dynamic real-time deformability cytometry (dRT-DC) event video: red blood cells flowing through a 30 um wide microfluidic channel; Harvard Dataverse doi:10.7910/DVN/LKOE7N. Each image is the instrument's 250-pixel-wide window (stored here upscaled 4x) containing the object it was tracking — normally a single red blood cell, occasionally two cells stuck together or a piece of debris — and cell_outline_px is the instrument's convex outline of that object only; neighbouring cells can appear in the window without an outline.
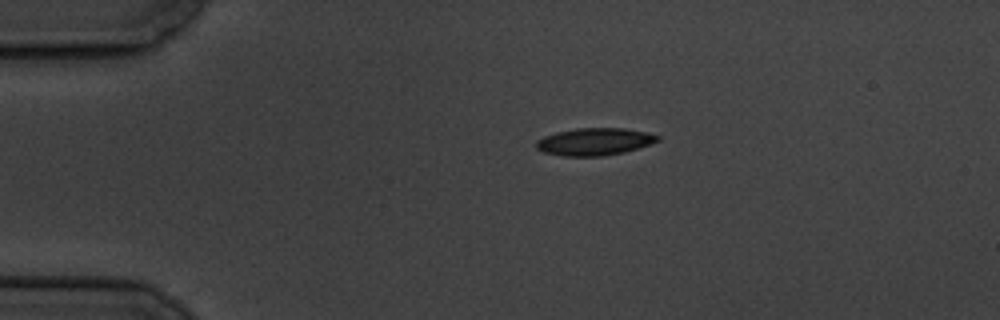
{"species": "common noctule bat (a hibernating species)", "species_latin": "Nyctalus noctula", "temperature_condition": "cold", "stored_images_in_passage": 47, "camera_frame_rate_fps": 3000, "um_per_image_px": 0.085, "animal": {"sex": "male", "body_mass_g": 19.5, "forearm_length_mm": 54.6}, "frame": {"image": 1, "passage_image": 1, "time_ms": 0.0, "image_size_px": [1000, 320], "cell_outline_px": [[660, 140], [652, 144], [624, 152], [600, 156], [560, 156], [544, 152], [536, 148], [536, 140], [544, 136], [556, 132], [576, 128], [624, 128], [644, 132], [660, 136]], "centroid_in_image_um": [50.52, 12.04], "position_along_channel_um": 34.5, "area_um2": 19.36}}
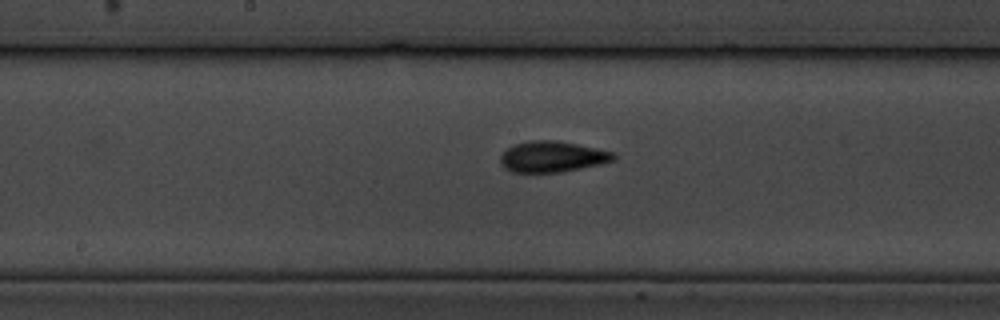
{"frame": {"image": 2, "passage_image": 19, "time_ms": 6.0, "image_size_px": [1000, 320], "cell_outline_px": [[616, 160], [600, 164], [560, 172], [512, 172], [504, 168], [500, 164], [500, 156], [508, 148], [516, 144], [528, 140], [556, 140], [616, 152]], "centroid_in_image_um": [46.95, 13.31], "position_along_channel_um": 201.2, "area_um2": 20.4}}
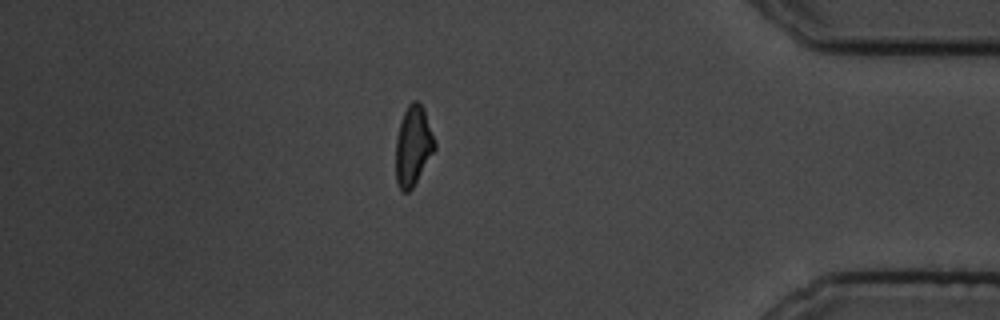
{"frame": {"image": 3, "passage_image": 39, "time_ms": 12.667, "image_size_px": [1000, 320], "cell_outline_px": [[436, 148], [412, 188], [408, 192], [400, 192], [396, 180], [396, 140], [400, 124], [404, 112], [408, 104], [412, 100], [416, 100], [424, 108], [436, 144]], "centroid_in_image_um": [35.11, 12.4], "position_along_channel_um": 400.1, "area_um2": 17.98}, "authors_computed_cell_mechanics": {"area_um2": 19.074, "velocity_mm_per_s": 3.4938, "shape_relaxation_time_tau1_ms": 4.0196, "shape_relaxation_time_tau2_ms": 2.8883, "deformation_change_tau1": 0.1432, "deformation_change_tau2": 0.0897}}